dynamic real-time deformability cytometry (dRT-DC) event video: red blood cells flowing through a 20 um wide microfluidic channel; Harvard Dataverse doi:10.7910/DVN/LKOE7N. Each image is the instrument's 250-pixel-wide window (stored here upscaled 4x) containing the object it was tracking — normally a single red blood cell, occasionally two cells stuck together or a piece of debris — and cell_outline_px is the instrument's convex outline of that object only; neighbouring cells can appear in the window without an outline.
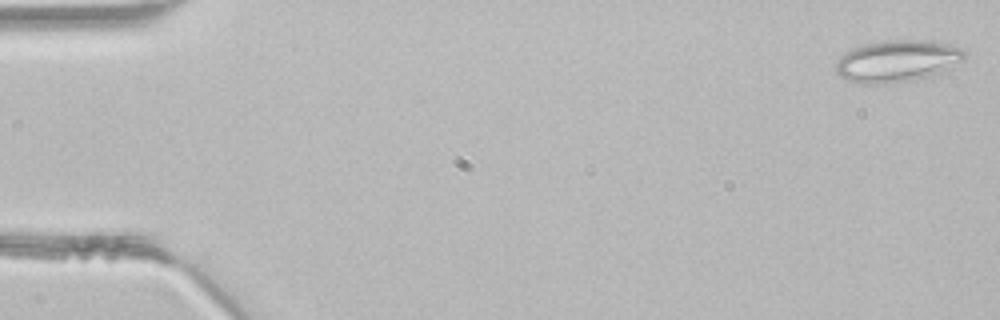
{"species": "common noctule bat (a hibernating species)", "species_latin": "Nyctalus noctula", "temperature_condition": "room temperature", "stored_images_in_passage": 45, "camera_frame_rate_fps": 3000, "um_per_image_px": 0.085, "animal": {"sex": "male", "body_mass_g": 21.5, "forearm_length_mm": 52.0}, "frame": {"image": 1, "passage_image": 1, "time_ms": 0.0, "image_size_px": [1000, 320], "cell_outline_px": [[968, 52], [964, 60], [940, 76], [892, 84], [860, 84], [848, 80], [840, 76], [836, 72], [836, 60], [840, 56], [852, 48], [860, 44], [884, 40], [932, 40], [964, 48]], "centroid_in_image_um": [76.35, 5.2], "position_along_channel_um": 8.7, "area_um2": 32.71}}
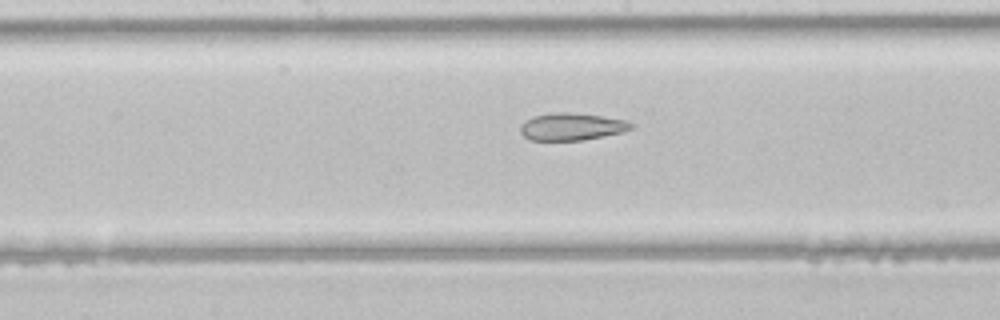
{"frame": {"image": 2, "passage_image": 23, "time_ms": 7.333, "image_size_px": [1000, 320], "cell_outline_px": [[636, 124], [632, 128], [620, 132], [580, 140], [528, 140], [520, 132], [520, 124], [532, 116], [552, 112], [572, 112], [600, 116], [624, 120]], "centroid_in_image_um": [48.53, 10.75], "position_along_channel_um": 199.7, "area_um2": 17.51}}
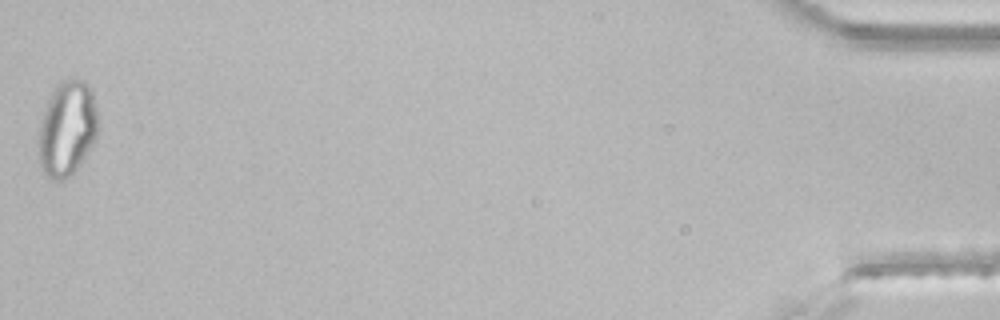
{"frame": {"image": 3, "passage_image": 45, "time_ms": 14.667, "image_size_px": [1000, 320], "cell_outline_px": [[96, 140], [76, 168], [64, 180], [52, 180], [44, 172], [40, 164], [40, 128], [44, 112], [48, 100], [52, 92], [64, 80], [84, 80], [92, 88], [96, 108]], "centroid_in_image_um": [5.73, 10.92], "position_along_channel_um": 429.5, "area_um2": 31.96}}